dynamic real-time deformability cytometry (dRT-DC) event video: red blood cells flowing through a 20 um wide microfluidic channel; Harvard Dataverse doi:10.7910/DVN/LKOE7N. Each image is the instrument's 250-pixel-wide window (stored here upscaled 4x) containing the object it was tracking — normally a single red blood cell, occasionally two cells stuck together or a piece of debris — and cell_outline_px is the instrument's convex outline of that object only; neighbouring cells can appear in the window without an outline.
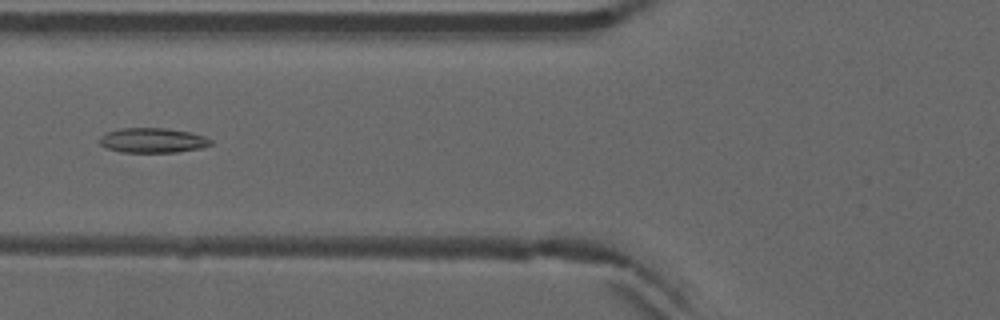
{"species": "common noctule bat (a hibernating species)", "species_latin": "Nyctalus noctula", "temperature_condition": "warm", "stored_images_in_passage": 54, "camera_frame_rate_fps": 3000, "um_per_image_px": 0.085, "animal": {"sex": "male", "forearm_length_mm": 52.5}, "frame": {"image": 1, "passage_image": 22, "time_ms": 7.0, "image_size_px": [1000, 320], "cell_outline_px": [[212, 144], [200, 148], [176, 152], [120, 152], [108, 148], [100, 144], [100, 136], [108, 132], [120, 128], [168, 128], [188, 132], [204, 136], [212, 140]], "centroid_in_image_um": [12.98, 11.93], "position_along_channel_um": 112.8, "area_um2": 15.95}}
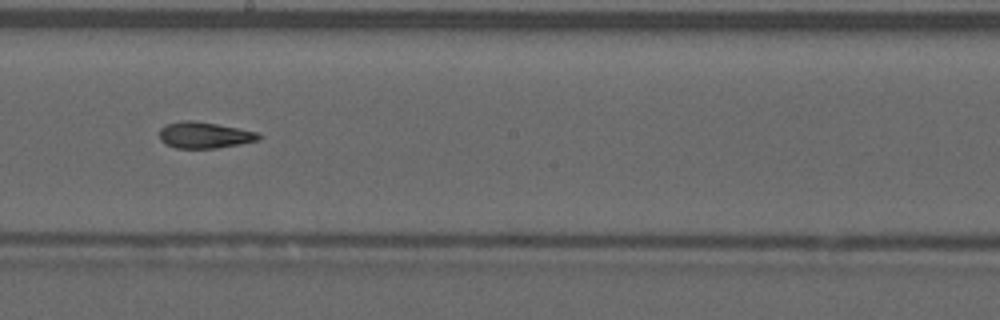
{"frame": {"image": 2, "passage_image": 31, "time_ms": 10.0, "image_size_px": [1000, 320], "cell_outline_px": [[260, 140], [216, 148], [176, 148], [164, 144], [160, 140], [160, 128], [168, 124], [184, 120], [192, 120], [216, 124], [256, 132], [260, 136]], "centroid_in_image_um": [17.33, 11.49], "position_along_channel_um": 230.9, "area_um2": 14.97}}
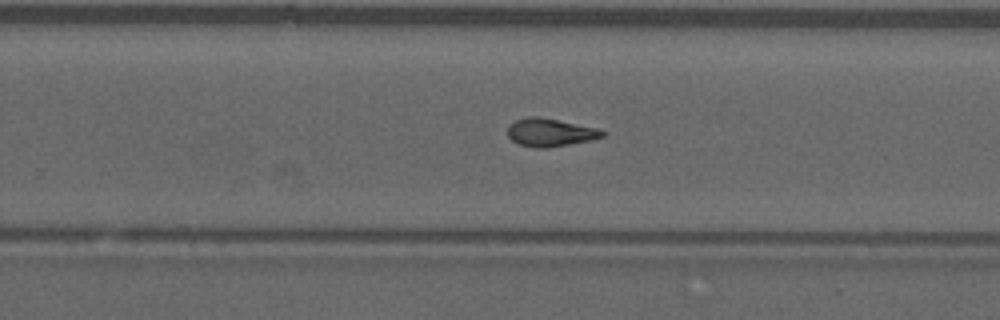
{"frame": {"image": 3, "passage_image": 35, "time_ms": 11.333, "image_size_px": [1000, 320], "cell_outline_px": [[604, 136], [592, 140], [548, 148], [536, 148], [520, 144], [512, 140], [508, 136], [508, 124], [516, 120], [528, 116], [540, 116], [596, 128], [604, 132]], "centroid_in_image_um": [46.73, 11.25], "position_along_channel_um": 283.1, "area_um2": 15.43}, "authors_computed_cell_mechanics": {"area_um2": 15.5771, "velocity_mm_per_s": 3.9372, "shape_relaxation_time_tau1_ms": null, "shape_relaxation_time_tau2_ms": 2.643, "deformation_change_tau1": null, "deformation_change_tau2": 0.0769}}